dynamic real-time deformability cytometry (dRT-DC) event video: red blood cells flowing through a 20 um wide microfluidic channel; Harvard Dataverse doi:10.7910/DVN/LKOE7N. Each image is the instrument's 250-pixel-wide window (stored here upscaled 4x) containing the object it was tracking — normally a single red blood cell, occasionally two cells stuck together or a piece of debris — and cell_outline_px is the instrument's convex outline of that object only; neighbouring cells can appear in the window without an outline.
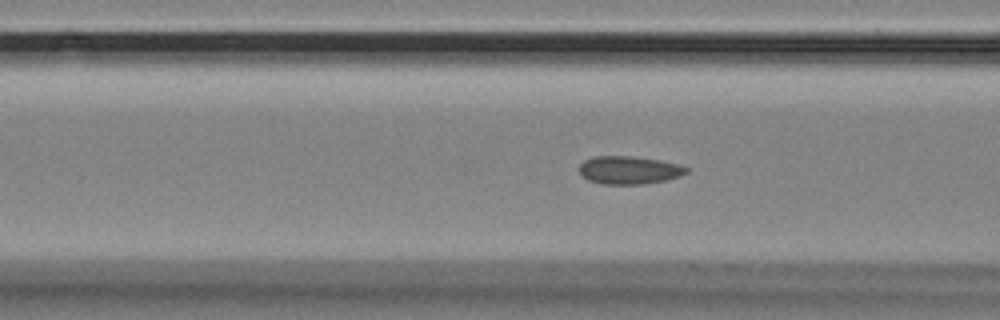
{"species": "Egyptian fruit bat (a non-hibernating species)", "species_latin": "Rousettus aegyptiacus", "temperature_condition": "room temperature", "stored_images_in_passage": 40, "camera_frame_rate_fps": 3000, "um_per_image_px": 0.085, "animal": {"sex": "female"}, "frame": {"image": 1, "passage_image": 12, "time_ms": 3.667, "image_size_px": [1000, 320], "cell_outline_px": [[688, 172], [680, 176], [664, 180], [644, 184], [600, 184], [588, 180], [580, 172], [580, 164], [584, 160], [596, 156], [628, 156], [660, 160], [680, 164], [688, 168]], "centroid_in_image_um": [53.48, 14.46], "position_along_channel_um": 113.1, "area_um2": 17.4}}
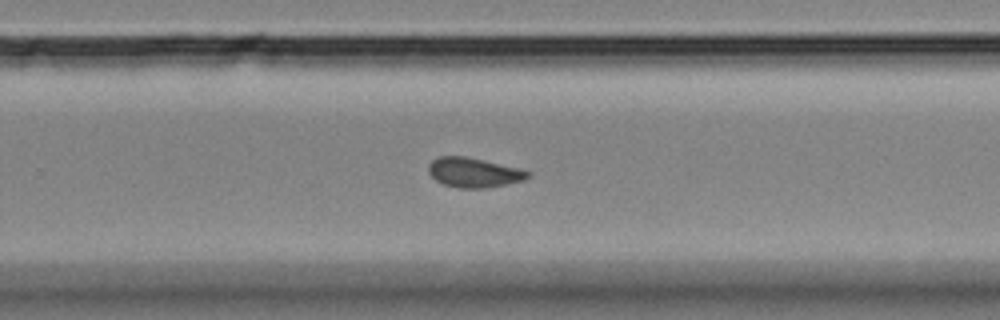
{"frame": {"image": 2, "passage_image": 27, "time_ms": 8.667, "image_size_px": [1000, 320], "cell_outline_px": [[532, 176], [524, 180], [488, 188], [456, 188], [444, 184], [436, 180], [428, 172], [428, 164], [432, 160], [440, 156], [464, 156], [484, 160], [532, 172]], "centroid_in_image_um": [40.27, 14.67], "position_along_channel_um": 289.5, "area_um2": 17.17}}
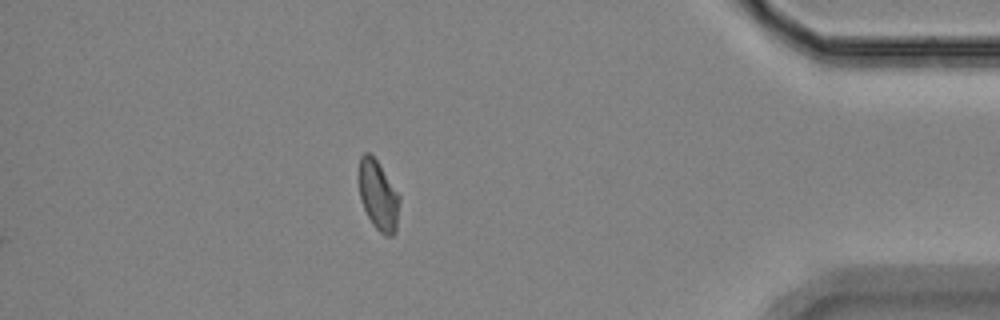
{"frame": {"image": 3, "passage_image": 40, "time_ms": 13.0, "image_size_px": [1000, 320], "cell_outline_px": [[400, 200], [396, 232], [392, 236], [384, 236], [372, 224], [364, 208], [360, 196], [360, 156], [364, 152], [368, 152], [376, 160], [400, 196]], "centroid_in_image_um": [32.18, 16.66], "position_along_channel_um": 403.0, "area_um2": 16.18}, "authors_computed_cell_mechanics": {"area_um2": 17.1666, "velocity_mm_per_s": 3.5273, "shape_relaxation_time_tau1_ms": null, "shape_relaxation_time_tau2_ms": 2.5469, "deformation_change_tau1": null, "deformation_change_tau2": 0.0639}}